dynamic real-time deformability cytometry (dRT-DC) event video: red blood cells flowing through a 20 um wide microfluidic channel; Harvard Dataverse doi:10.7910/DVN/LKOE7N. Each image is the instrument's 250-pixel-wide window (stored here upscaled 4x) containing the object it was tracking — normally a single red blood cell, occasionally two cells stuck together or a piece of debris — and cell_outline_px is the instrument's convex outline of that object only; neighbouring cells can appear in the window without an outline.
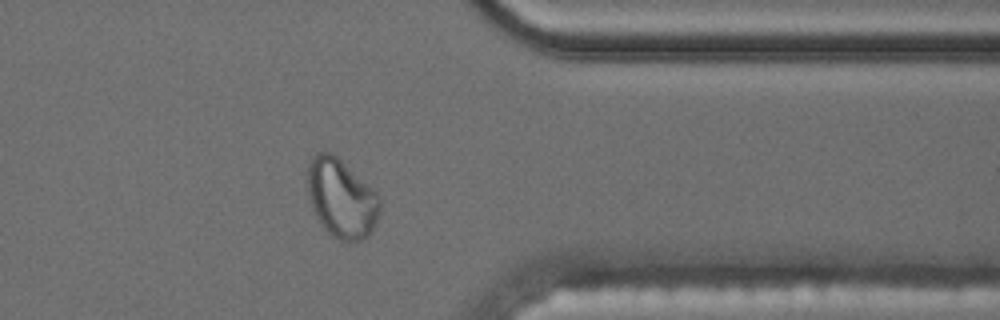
{"species": "common noctule bat (a hibernating species)", "species_latin": "Nyctalus noctula", "temperature_condition": "cold", "stored_images_in_passage": 39, "segment_of_instrument_passage": [2, 2], "camera_frame_rate_fps": 3000, "um_per_image_px": 0.085, "animal": {"sex": "male", "body_mass_g": 17.5, "forearm_length_mm": 52.3}, "frame": {"image": 1, "passage_image": 28, "time_ms": 9.0, "image_size_px": [1000, 320], "cell_outline_px": [[380, 212], [372, 232], [364, 240], [340, 240], [332, 236], [320, 224], [312, 208], [308, 196], [308, 168], [312, 156], [316, 152], [328, 152], [336, 156], [376, 192], [380, 196]], "centroid_in_image_um": [29.02, 16.88], "position_along_channel_um": 382.4, "area_um2": 33.0}}